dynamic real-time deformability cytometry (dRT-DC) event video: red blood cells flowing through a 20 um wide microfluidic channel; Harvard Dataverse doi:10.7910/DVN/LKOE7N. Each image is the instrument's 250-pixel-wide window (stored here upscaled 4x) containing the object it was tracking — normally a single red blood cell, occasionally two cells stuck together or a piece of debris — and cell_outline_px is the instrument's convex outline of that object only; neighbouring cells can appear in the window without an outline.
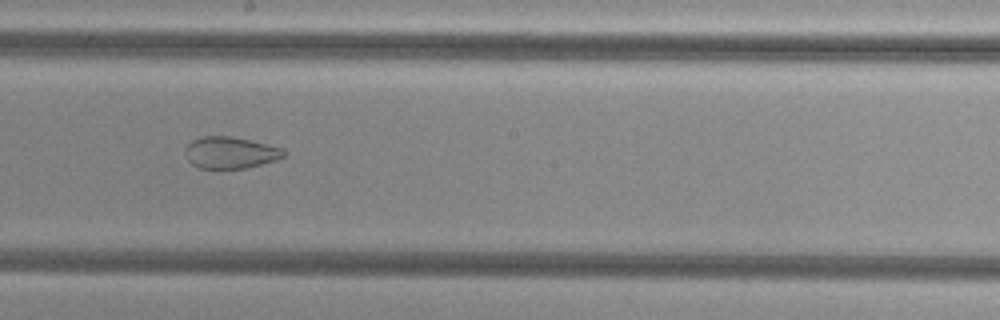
{"species": "common noctule bat (a hibernating species)", "species_latin": "Nyctalus noctula", "temperature_condition": "cold", "stored_images_in_passage": 28, "camera_frame_rate_fps": 3000, "um_per_image_px": 0.085, "animal": {"sex": "female", "body_mass_g": 29.2, "forearm_length_mm": 56.3}, "frame": {"image": 1, "passage_image": 19, "time_ms": 6.0, "image_size_px": [1000, 320], "cell_outline_px": [[288, 152], [284, 156], [276, 160], [248, 168], [200, 168], [192, 164], [188, 160], [184, 152], [188, 144], [192, 140], [200, 136], [232, 136], [284, 148]], "centroid_in_image_um": [19.6, 12.97], "position_along_channel_um": 228.6, "area_um2": 18.32}}
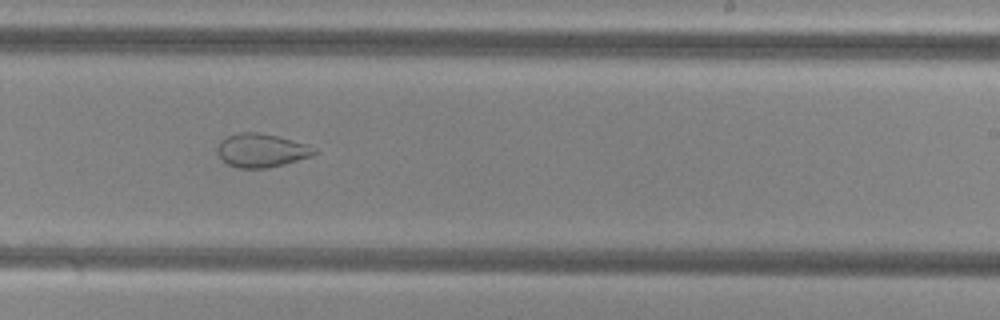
{"frame": {"image": 2, "passage_image": 22, "time_ms": 7.0, "image_size_px": [1000, 320], "cell_outline_px": [[316, 152], [312, 156], [284, 164], [268, 168], [236, 168], [228, 164], [216, 152], [216, 148], [220, 140], [236, 132], [256, 132], [276, 136], [308, 144], [316, 148]], "centroid_in_image_um": [22.21, 12.78], "position_along_channel_um": 266.8, "area_um2": 19.02}}